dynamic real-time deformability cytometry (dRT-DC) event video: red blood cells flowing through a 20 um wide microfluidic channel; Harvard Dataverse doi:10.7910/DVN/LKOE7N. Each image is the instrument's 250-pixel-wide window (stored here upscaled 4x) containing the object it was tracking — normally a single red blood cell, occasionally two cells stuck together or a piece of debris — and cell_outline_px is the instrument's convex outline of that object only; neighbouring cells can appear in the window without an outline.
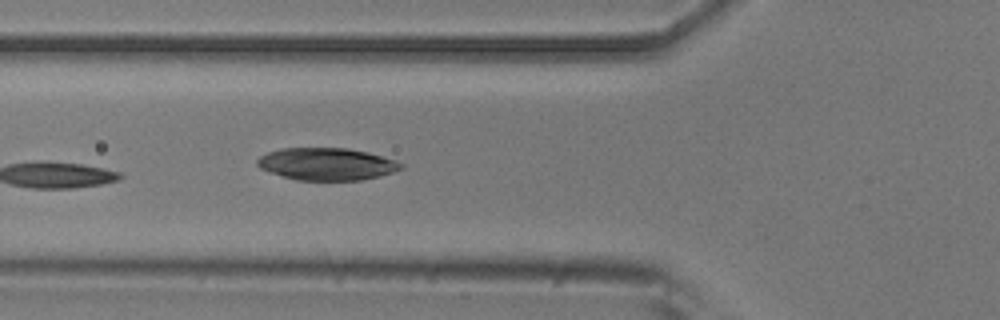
{"species": "common noctule bat (a hibernating species)", "species_latin": "Nyctalus noctula", "temperature_condition": "room temperature", "stored_images_in_passage": 6, "camera_frame_rate_fps": 3000, "um_per_image_px": 0.085, "animal": {"sex": "male", "body_mass_g": 20.5, "forearm_length_mm": 52.5}, "frame": {"image": 1, "passage_image": 6, "time_ms": 6.0, "image_size_px": [1000, 320], "cell_outline_px": [[404, 168], [380, 176], [360, 180], [296, 180], [260, 168], [256, 164], [256, 160], [260, 156], [268, 152], [280, 148], [348, 148], [368, 152], [396, 160], [404, 164]], "centroid_in_image_um": [27.79, 13.93], "position_along_channel_um": 98.0, "area_um2": 27.05}}